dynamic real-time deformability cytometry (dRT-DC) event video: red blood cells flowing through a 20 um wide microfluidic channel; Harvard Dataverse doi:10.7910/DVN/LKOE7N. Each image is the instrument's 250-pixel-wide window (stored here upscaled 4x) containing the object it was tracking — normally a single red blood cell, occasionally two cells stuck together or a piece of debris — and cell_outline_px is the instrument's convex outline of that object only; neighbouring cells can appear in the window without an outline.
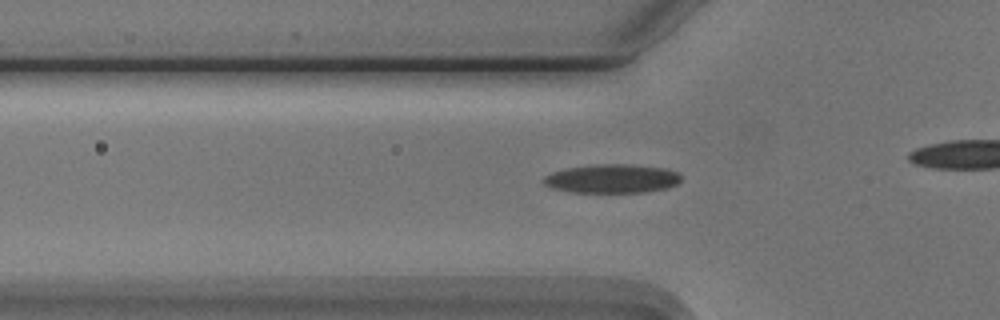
{"species": "Egyptian fruit bat (a non-hibernating species)", "species_latin": "Rousettus aegyptiacus", "temperature_condition": "cold", "stored_images_in_passage": 31, "camera_frame_rate_fps": 3000, "um_per_image_px": 0.085, "animal": {"sex": "male"}, "frame": {"image": 1, "passage_image": 2, "time_ms": 0.333, "image_size_px": [1000, 320], "cell_outline_px": [[680, 180], [676, 184], [668, 188], [644, 192], [568, 192], [552, 188], [544, 184], [540, 180], [544, 176], [552, 172], [568, 168], [596, 164], [632, 164], [664, 168], [680, 172]], "centroid_in_image_um": [52.01, 15.18], "position_along_channel_um": 73.8, "area_um2": 23.24}}
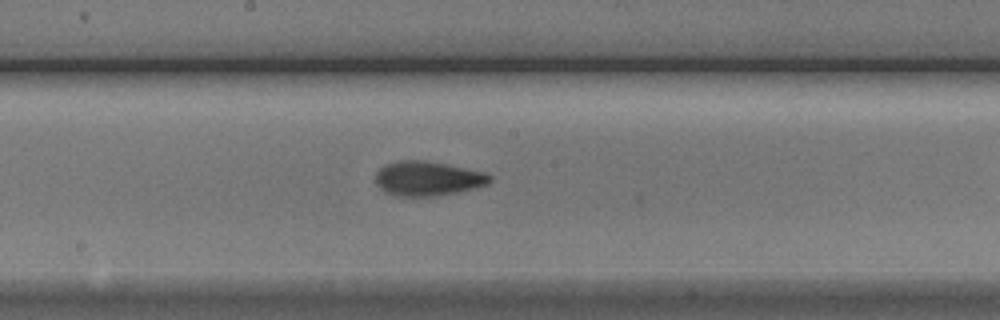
{"frame": {"image": 2, "passage_image": 13, "time_ms": 4.0, "image_size_px": [1000, 320], "cell_outline_px": [[492, 180], [488, 184], [476, 188], [436, 196], [396, 196], [384, 192], [376, 184], [376, 172], [384, 164], [396, 160], [424, 160], [484, 172], [492, 176]], "centroid_in_image_um": [36.33, 15.17], "position_along_channel_um": 211.9, "area_um2": 23.06}}
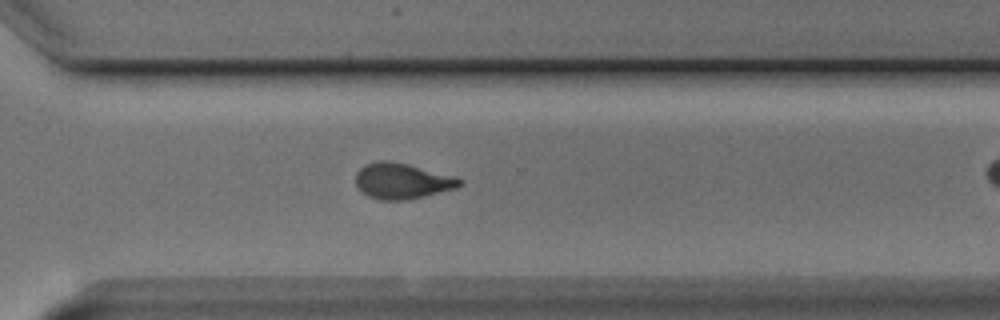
{"frame": {"image": 3, "passage_image": 23, "time_ms": 7.333, "image_size_px": [1000, 320], "cell_outline_px": [[464, 180], [456, 188], [408, 200], [380, 200], [368, 196], [360, 192], [356, 188], [356, 172], [360, 168], [368, 164], [380, 160], [388, 160], [408, 164], [452, 176]], "centroid_in_image_um": [34.13, 15.39], "position_along_channel_um": 336.5, "area_um2": 21.56}, "authors_computed_cell_mechanics": {"area_um2": 22.253, "velocity_mm_per_s": 3.7488, "shape_relaxation_time_tau1_ms": 4.384, "shape_relaxation_time_tau2_ms": 2.0191, "deformation_change_tau1": 0.1674, "deformation_change_tau2": 0.0879}}